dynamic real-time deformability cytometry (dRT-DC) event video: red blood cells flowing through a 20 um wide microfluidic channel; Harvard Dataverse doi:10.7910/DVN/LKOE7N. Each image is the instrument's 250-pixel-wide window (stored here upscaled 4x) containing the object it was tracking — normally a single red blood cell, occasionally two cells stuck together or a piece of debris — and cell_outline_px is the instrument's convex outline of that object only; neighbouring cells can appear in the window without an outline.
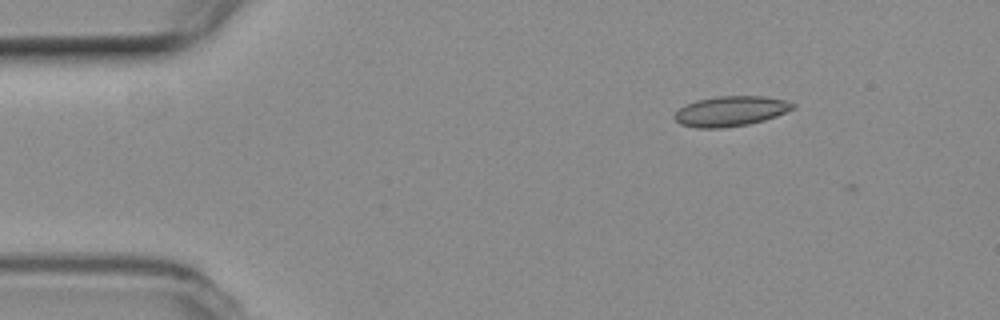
{"species": "common noctule bat (a hibernating species)", "species_latin": "Nyctalus noctula", "temperature_condition": "room temperature", "stored_images_in_passage": 4, "camera_frame_rate_fps": 3000, "um_per_image_px": 0.085, "animal": {"sex": "female", "body_mass_g": 19.3, "forearm_length_mm": 54.1}, "frame": {"image": 1, "passage_image": 2, "time_ms": 0.333, "image_size_px": [1000, 320], "cell_outline_px": [[796, 108], [776, 116], [764, 120], [748, 124], [720, 128], [696, 128], [680, 124], [672, 116], [680, 108], [696, 100], [716, 96], [764, 96], [784, 100], [796, 104]], "centroid_in_image_um": [62.11, 9.45], "position_along_channel_um": 22.9, "area_um2": 20.75}}